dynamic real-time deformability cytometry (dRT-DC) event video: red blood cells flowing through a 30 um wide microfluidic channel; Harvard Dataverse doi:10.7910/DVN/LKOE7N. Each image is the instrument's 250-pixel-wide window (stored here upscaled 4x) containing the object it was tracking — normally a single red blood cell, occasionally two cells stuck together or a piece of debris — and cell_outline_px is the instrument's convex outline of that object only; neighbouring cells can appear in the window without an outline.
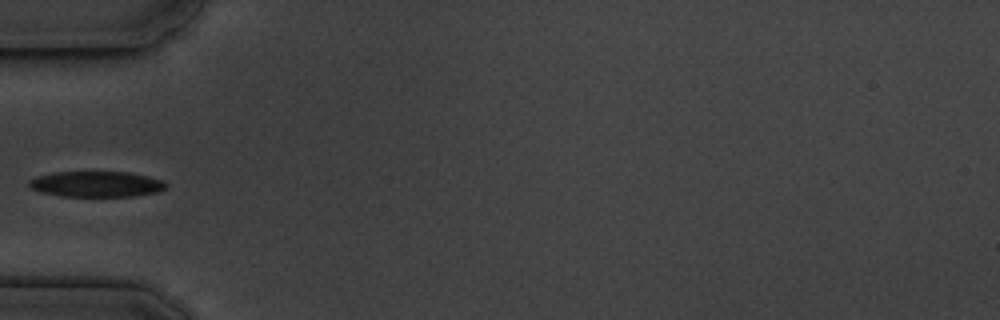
{"species": "common noctule bat (a hibernating species)", "species_latin": "Nyctalus noctula", "temperature_condition": "cold", "stored_images_in_passage": 38, "camera_frame_rate_fps": 3000, "um_per_image_px": 0.085, "animal": {"sex": "male", "body_mass_g": 19.5, "forearm_length_mm": 54.6}, "frame": {"image": 1, "passage_image": 1, "time_ms": 0.0, "image_size_px": [1000, 320], "cell_outline_px": [[168, 188], [160, 192], [132, 196], [60, 196], [40, 192], [32, 188], [28, 184], [28, 180], [36, 176], [52, 172], [128, 172], [148, 176], [164, 180], [168, 184]], "centroid_in_image_um": [8.23, 15.65], "position_along_channel_um": 76.8, "area_um2": 20.75}}
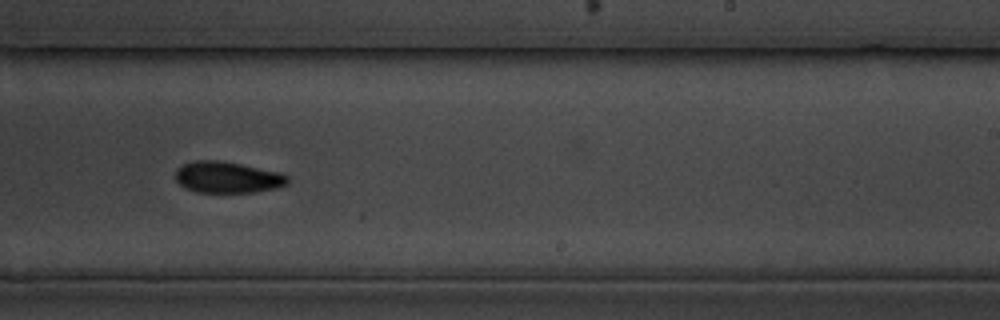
{"frame": {"image": 2, "passage_image": 17, "time_ms": 5.333, "image_size_px": [1000, 320], "cell_outline_px": [[288, 184], [276, 188], [256, 192], [196, 192], [184, 188], [176, 180], [176, 168], [184, 164], [196, 160], [216, 160], [240, 164], [280, 172], [288, 176]], "centroid_in_image_um": [19.33, 15.07], "position_along_channel_um": 269.7, "area_um2": 20.46}}
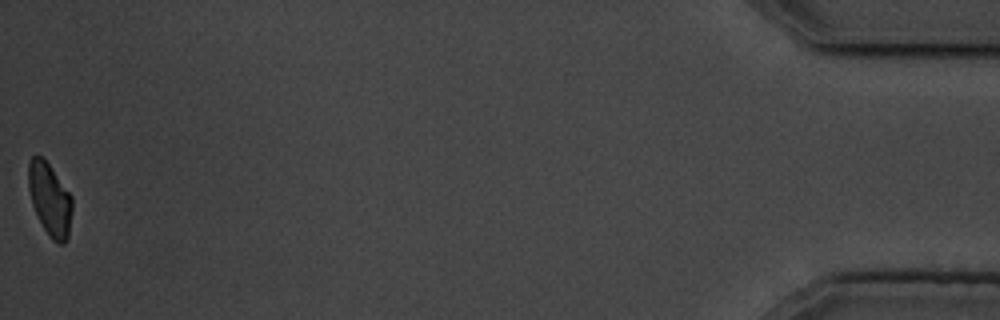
{"frame": {"image": 3, "passage_image": 38, "time_ms": 12.333, "image_size_px": [1000, 320], "cell_outline_px": [[72, 208], [68, 236], [64, 244], [60, 244], [52, 240], [48, 236], [32, 204], [28, 188], [28, 164], [32, 156], [40, 156], [48, 164], [72, 196]], "centroid_in_image_um": [4.23, 16.96], "position_along_channel_um": 431.0, "area_um2": 18.26}}